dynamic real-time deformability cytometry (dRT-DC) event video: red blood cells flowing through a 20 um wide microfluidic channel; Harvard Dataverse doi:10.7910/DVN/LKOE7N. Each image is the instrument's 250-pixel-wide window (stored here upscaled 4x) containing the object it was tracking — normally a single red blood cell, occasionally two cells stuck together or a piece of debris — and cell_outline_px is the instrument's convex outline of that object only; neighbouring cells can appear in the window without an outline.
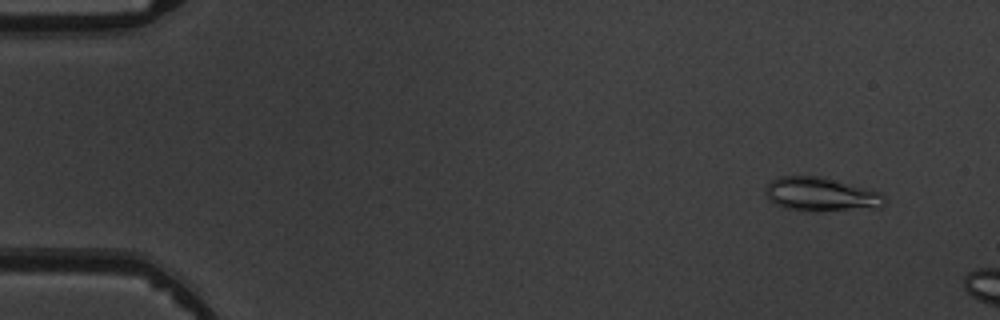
{"species": "common noctule bat (a hibernating species)", "species_latin": "Nyctalus noctula", "temperature_condition": "warm", "stored_images_in_passage": 3, "camera_frame_rate_fps": 3000, "um_per_image_px": 0.085, "animal": {"sex": "male", "body_mass_g": 19.5, "forearm_length_mm": 54.6}, "frame": {"image": 1, "passage_image": 1, "time_ms": 0.0, "image_size_px": [1000, 320], "cell_outline_px": [[884, 204], [880, 208], [808, 212], [784, 208], [776, 204], [764, 192], [764, 188], [772, 180], [780, 176], [820, 176], [880, 192], [884, 196]], "centroid_in_image_um": [69.77, 16.54], "position_along_channel_um": 15.2, "area_um2": 23.52}}